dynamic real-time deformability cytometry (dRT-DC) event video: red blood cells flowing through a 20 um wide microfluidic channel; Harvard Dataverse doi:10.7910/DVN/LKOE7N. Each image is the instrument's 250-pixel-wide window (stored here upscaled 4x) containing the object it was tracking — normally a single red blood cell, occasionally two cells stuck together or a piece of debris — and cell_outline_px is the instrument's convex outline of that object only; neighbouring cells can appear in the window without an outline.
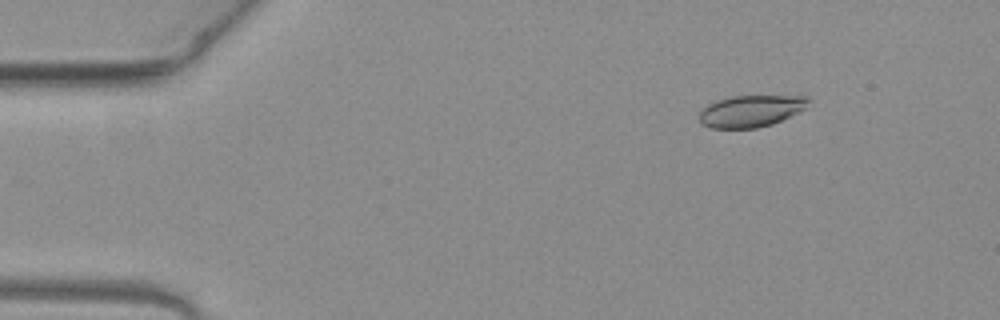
{"species": "common noctule bat (a hibernating species)", "species_latin": "Nyctalus noctula", "temperature_condition": "warm", "stored_images_in_passage": 49, "camera_frame_rate_fps": 3000, "um_per_image_px": 0.085, "animal": {"sex": "female", "body_mass_g": 19.3, "forearm_length_mm": 54.1}, "frame": {"image": 1, "passage_image": 4, "time_ms": 1.0, "image_size_px": [1000, 320], "cell_outline_px": [[808, 100], [804, 108], [772, 124], [756, 128], [712, 128], [700, 124], [700, 112], [708, 104], [724, 96], [808, 96]], "centroid_in_image_um": [63.75, 9.43], "position_along_channel_um": 21.3, "area_um2": 19.94}}
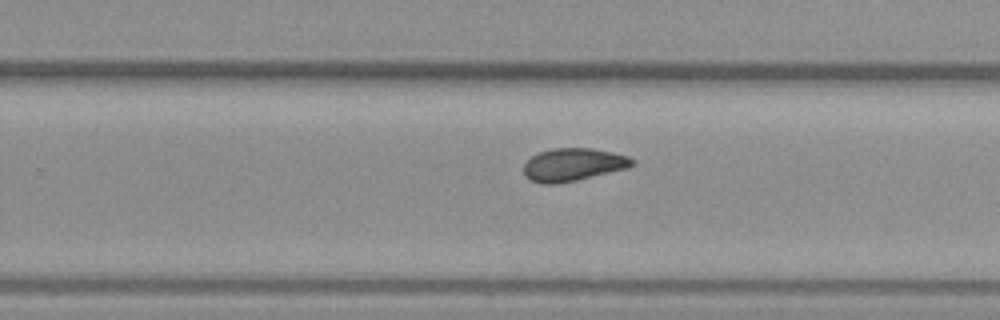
{"frame": {"image": 2, "passage_image": 30, "time_ms": 9.667, "image_size_px": [1000, 320], "cell_outline_px": [[636, 164], [628, 168], [576, 180], [552, 184], [540, 184], [524, 176], [524, 164], [532, 156], [540, 152], [552, 148], [592, 148], [612, 152], [628, 156]], "centroid_in_image_um": [48.71, 13.99], "position_along_channel_um": 281.1, "area_um2": 20.63}}
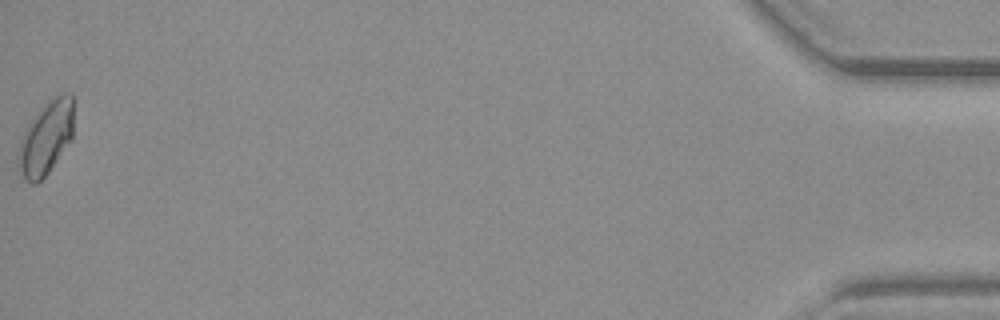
{"frame": {"image": 3, "passage_image": 49, "time_ms": 16.0, "image_size_px": [1000, 320], "cell_outline_px": [[72, 140], [48, 172], [36, 184], [32, 184], [24, 176], [16, 164], [20, 140], [28, 124], [36, 112], [48, 100], [64, 92], [72, 92]], "centroid_in_image_um": [3.9, 11.7], "position_along_channel_um": 431.3, "area_um2": 23.58}, "authors_computed_cell_mechanics": {"area_um2": 20.6924, "velocity_mm_per_s": 4.0127, "shape_relaxation_time_tau1_ms": 8.9162, "shape_relaxation_time_tau2_ms": 3.5013, "deformation_change_tau1": 0.1793, "deformation_change_tau2": 0.0673}}